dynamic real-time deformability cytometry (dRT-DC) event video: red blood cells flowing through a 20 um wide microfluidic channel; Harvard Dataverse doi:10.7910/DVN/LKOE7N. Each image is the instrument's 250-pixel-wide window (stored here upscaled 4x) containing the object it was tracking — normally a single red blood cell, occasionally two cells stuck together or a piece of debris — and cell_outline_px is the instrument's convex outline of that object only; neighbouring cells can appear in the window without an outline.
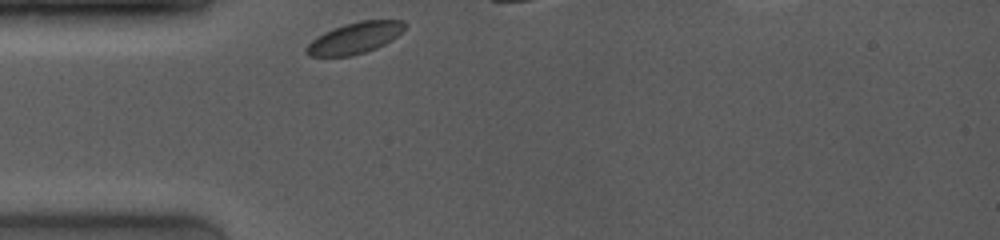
{"species": "common noctule bat (a hibernating species)", "species_latin": "Nyctalus noctula", "temperature_condition": "room temperature", "stored_images_in_passage": 3, "camera_frame_rate_fps": 4000, "um_per_image_px": 0.085, "animal": {"sex": "female", "body_mass_g": 19.0, "forearm_length_mm": 53.3}, "frame": {"image": 1, "passage_image": 1, "time_ms": 0.0, "image_size_px": [1000, 240], "cell_outline_px": [[408, 24], [392, 40], [376, 48], [352, 56], [308, 56], [304, 52], [304, 48], [316, 36], [324, 32], [344, 24], [360, 20], [404, 20]], "centroid_in_image_um": [30.14, 3.23], "position_along_channel_um": 54.9, "area_um2": 17.98}}